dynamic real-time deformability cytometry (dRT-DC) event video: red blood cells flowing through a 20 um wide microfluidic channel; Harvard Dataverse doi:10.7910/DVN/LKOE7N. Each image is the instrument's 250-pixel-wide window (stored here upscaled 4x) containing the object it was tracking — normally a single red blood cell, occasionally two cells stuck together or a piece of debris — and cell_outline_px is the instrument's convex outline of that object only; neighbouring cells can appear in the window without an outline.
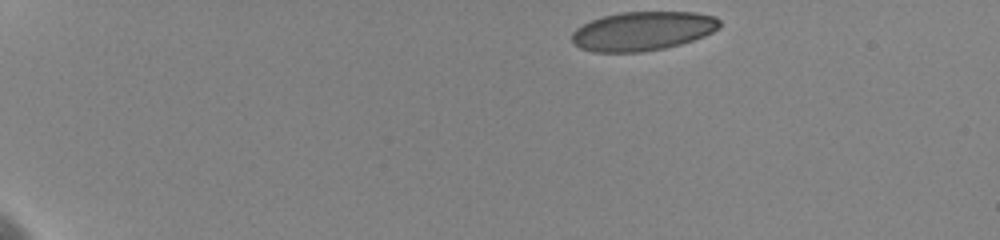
{"species": "human", "species_latin": "Homo sapiens", "temperature_condition": "cold", "stored_images_in_passage": 30, "camera_frame_rate_fps": 3000, "um_per_image_px": 0.085, "donor": {"sex": "female"}, "frame": {"image": 1, "passage_image": 1, "time_ms": 0.0, "image_size_px": [1000, 240], "cell_outline_px": [[720, 28], [704, 36], [680, 44], [664, 48], [640, 52], [592, 52], [580, 48], [572, 40], [572, 32], [576, 28], [592, 20], [604, 16], [620, 12], [696, 12], [716, 16], [720, 20]], "centroid_in_image_um": [54.65, 2.63], "position_along_channel_um": 30.4, "area_um2": 33.58}}
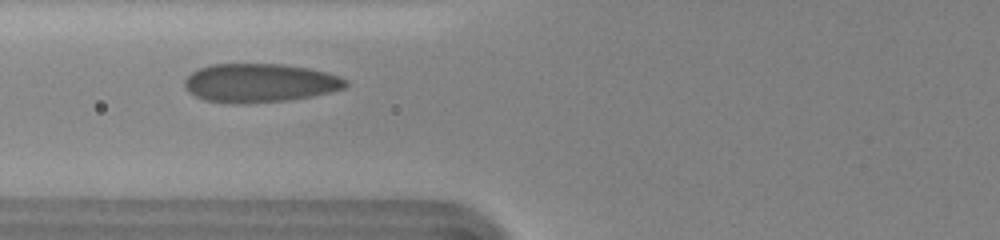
{"frame": {"image": 2, "passage_image": 13, "time_ms": 5.0, "image_size_px": [1000, 240], "cell_outline_px": [[348, 84], [344, 88], [312, 96], [288, 100], [240, 104], [232, 104], [204, 100], [188, 92], [184, 88], [184, 80], [192, 72], [200, 68], [212, 64], [284, 64], [308, 68], [340, 76], [348, 80]], "centroid_in_image_um": [22.06, 7.05], "position_along_channel_um": 103.7, "area_um2": 36.41}}
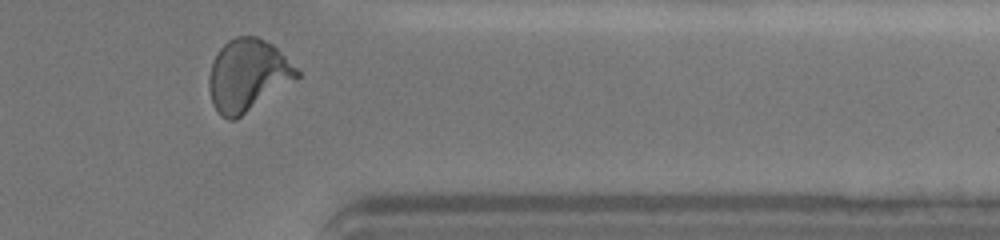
{"frame": {"image": 3, "passage_image": 30, "time_ms": 13.0, "image_size_px": [1000, 240], "cell_outline_px": [[300, 76], [296, 80], [236, 120], [228, 120], [220, 116], [212, 104], [208, 88], [208, 76], [212, 60], [220, 48], [228, 40], [236, 36], [256, 36], [272, 44], [300, 72]], "centroid_in_image_um": [21.01, 6.42], "position_along_channel_um": 390.4, "area_um2": 37.11}, "authors_computed_cell_mechanics": {"area_um2": 35.5759, "velocity_mm_per_s": 3.6129, "shape_relaxation_time_tau1_ms": 7.2754, "shape_relaxation_time_tau2_ms": 0.6927, "deformation_change_tau1": 0.1912, "deformation_change_tau2": 0.0518}}